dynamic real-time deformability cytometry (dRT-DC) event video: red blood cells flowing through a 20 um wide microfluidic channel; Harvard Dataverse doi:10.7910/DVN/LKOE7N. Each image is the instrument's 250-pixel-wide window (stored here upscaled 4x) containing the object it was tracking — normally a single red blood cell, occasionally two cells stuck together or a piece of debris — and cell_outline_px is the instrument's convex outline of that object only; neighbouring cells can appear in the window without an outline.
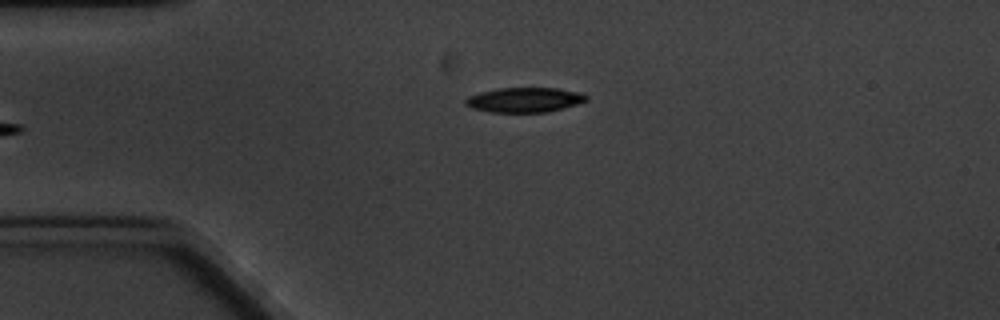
{"species": "common noctule bat (a hibernating species)", "species_latin": "Nyctalus noctula", "temperature_condition": "cold", "stored_images_in_passage": 6, "camera_frame_rate_fps": 3000, "um_per_image_px": 0.085, "animal": {"sex": "male", "body_mass_g": 20.1, "forearm_length_mm": 53.5}, "frame": {"image": 1, "passage_image": 6, "time_ms": 6.333, "image_size_px": [1000, 320], "cell_outline_px": [[588, 100], [564, 108], [548, 112], [488, 112], [472, 108], [464, 104], [464, 100], [468, 96], [480, 92], [500, 88], [556, 88], [580, 92], [588, 96]], "centroid_in_image_um": [44.57, 8.49], "position_along_channel_um": 40.4, "area_um2": 17.51}}